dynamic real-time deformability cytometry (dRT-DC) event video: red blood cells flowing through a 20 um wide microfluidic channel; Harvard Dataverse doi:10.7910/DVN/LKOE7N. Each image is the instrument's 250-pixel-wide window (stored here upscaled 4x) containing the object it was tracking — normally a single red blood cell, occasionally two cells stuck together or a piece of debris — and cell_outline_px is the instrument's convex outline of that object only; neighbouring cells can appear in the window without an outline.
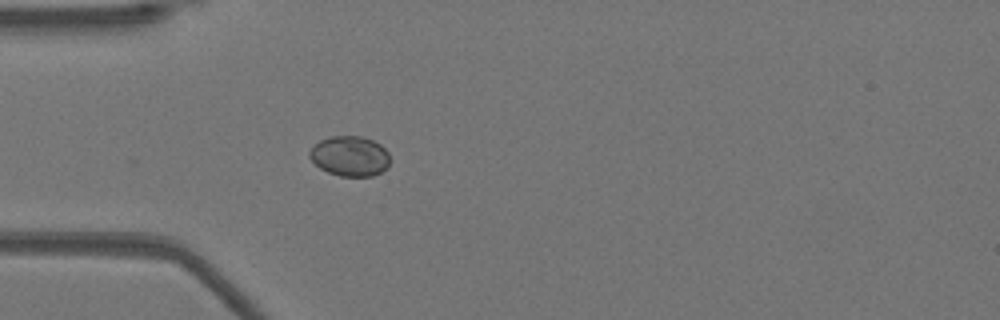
{"species": "Egyptian fruit bat (a non-hibernating species)", "species_latin": "Rousettus aegyptiacus", "temperature_condition": "warm", "stored_images_in_passage": 37, "camera_frame_rate_fps": 3000, "um_per_image_px": 0.085, "animal": {"sex": "female"}, "frame": {"image": 1, "passage_image": 1, "time_ms": 0.0, "image_size_px": [1000, 320], "cell_outline_px": [[388, 168], [372, 176], [340, 176], [328, 172], [320, 168], [308, 156], [308, 152], [320, 140], [332, 136], [360, 136], [372, 140], [380, 144], [388, 152]], "centroid_in_image_um": [29.73, 13.27], "position_along_channel_um": 55.3, "area_um2": 18.67}}
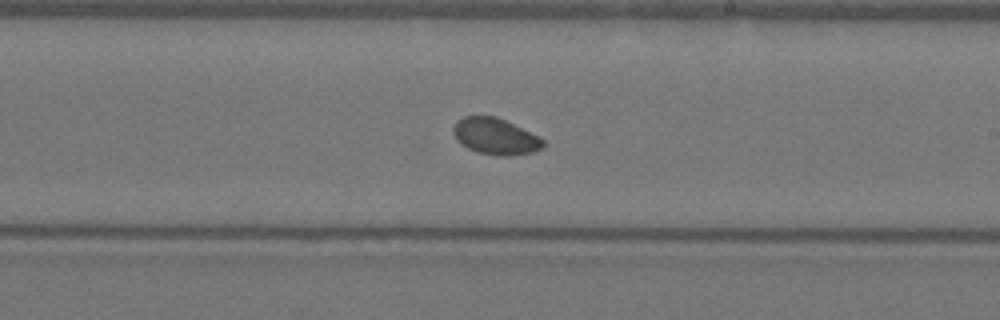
{"frame": {"image": 2, "passage_image": 16, "time_ms": 5.0, "image_size_px": [1000, 320], "cell_outline_px": [[544, 148], [532, 152], [508, 156], [504, 156], [476, 152], [460, 144], [456, 140], [452, 132], [452, 128], [456, 120], [464, 116], [496, 116], [540, 136], [544, 140]], "centroid_in_image_um": [42.09, 11.58], "position_along_channel_um": 246.9, "area_um2": 19.25}}
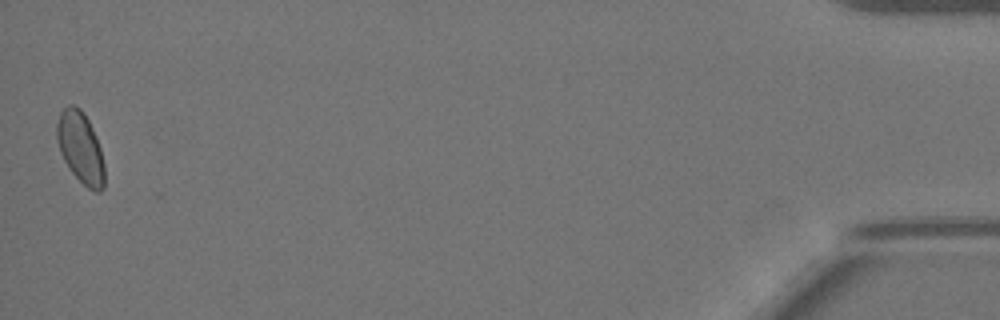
{"frame": {"image": 3, "passage_image": 37, "time_ms": 12.0, "image_size_px": [1000, 320], "cell_outline_px": [[104, 188], [100, 192], [96, 192], [88, 188], [68, 168], [60, 152], [56, 140], [56, 124], [60, 112], [68, 104], [72, 104], [80, 108], [84, 112], [96, 136], [100, 148], [104, 164]], "centroid_in_image_um": [6.83, 12.53], "position_along_channel_um": 428.4, "area_um2": 19.88}}